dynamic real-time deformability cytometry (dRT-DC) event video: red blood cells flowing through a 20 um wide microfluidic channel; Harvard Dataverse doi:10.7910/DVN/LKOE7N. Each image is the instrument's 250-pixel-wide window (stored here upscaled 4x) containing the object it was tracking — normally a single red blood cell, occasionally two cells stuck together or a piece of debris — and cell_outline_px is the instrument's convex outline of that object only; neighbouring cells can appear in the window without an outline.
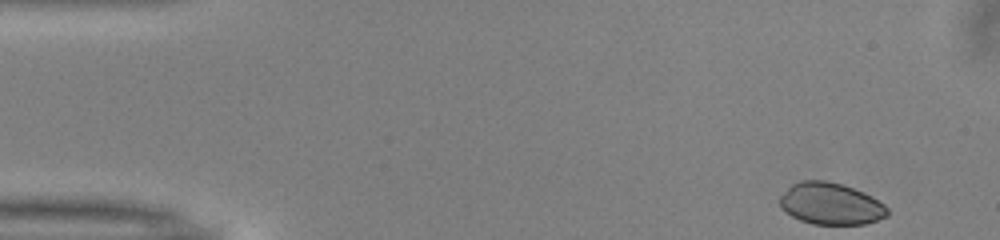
{"species": "common noctule bat (a hibernating species)", "species_latin": "Nyctalus noctula", "temperature_condition": "warm", "stored_images_in_passage": 48, "camera_frame_rate_fps": 3000, "um_per_image_px": 0.085, "animal": {"sex": "male", "body_mass_g": 13.0, "forearm_length_mm": 53.1}, "frame": {"image": 1, "passage_image": 1, "time_ms": 0.0, "image_size_px": [1000, 240], "cell_outline_px": [[888, 216], [864, 224], [812, 224], [800, 220], [792, 216], [780, 208], [780, 196], [792, 184], [800, 180], [824, 180], [844, 184], [864, 192], [872, 196], [884, 204], [888, 208]], "centroid_in_image_um": [70.61, 17.31], "position_along_channel_um": 14.4, "area_um2": 26.36}}
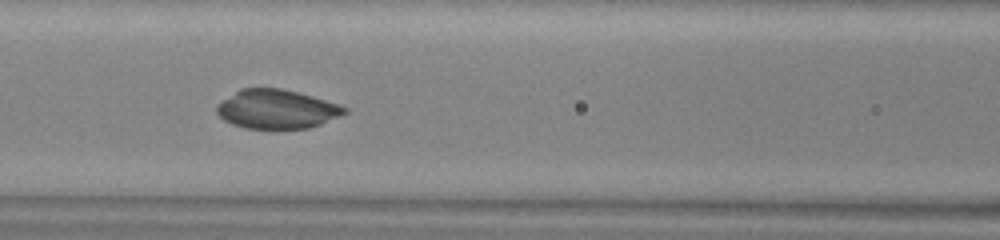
{"frame": {"image": 2, "passage_image": 19, "time_ms": 6.0, "image_size_px": [1000, 240], "cell_outline_px": [[348, 112], [320, 124], [308, 128], [244, 128], [232, 124], [224, 120], [216, 112], [216, 108], [224, 100], [240, 88], [280, 88], [312, 96], [340, 104], [348, 108]], "centroid_in_image_um": [23.54, 9.27], "position_along_channel_um": 143.1, "area_um2": 28.73}}
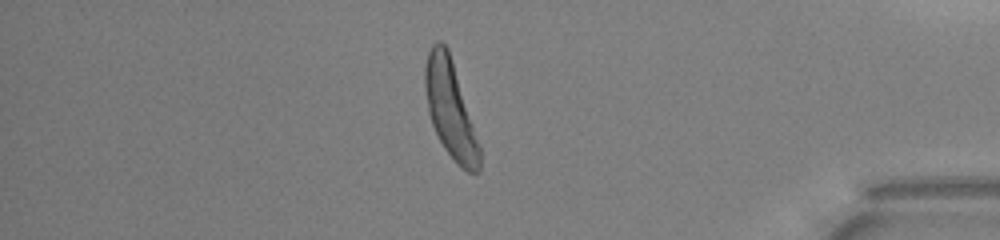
{"frame": {"image": 3, "passage_image": 41, "time_ms": 13.333, "image_size_px": [1000, 240], "cell_outline_px": [[480, 172], [468, 172], [460, 168], [456, 164], [444, 148], [432, 124], [428, 112], [424, 88], [424, 68], [428, 52], [432, 44], [436, 40], [440, 40], [448, 48], [480, 144]], "centroid_in_image_um": [38.27, 9.28], "position_along_channel_um": 396.9, "area_um2": 30.92}, "authors_computed_cell_mechanics": {"area_um2": 29.0445, "velocity_mm_per_s": 3.9825, "shape_relaxation_time_tau1_ms": 5.1589, "shape_relaxation_time_tau2_ms": 4.8678, "deformation_change_tau1": 0.2332, "deformation_change_tau2": 0.0836}}